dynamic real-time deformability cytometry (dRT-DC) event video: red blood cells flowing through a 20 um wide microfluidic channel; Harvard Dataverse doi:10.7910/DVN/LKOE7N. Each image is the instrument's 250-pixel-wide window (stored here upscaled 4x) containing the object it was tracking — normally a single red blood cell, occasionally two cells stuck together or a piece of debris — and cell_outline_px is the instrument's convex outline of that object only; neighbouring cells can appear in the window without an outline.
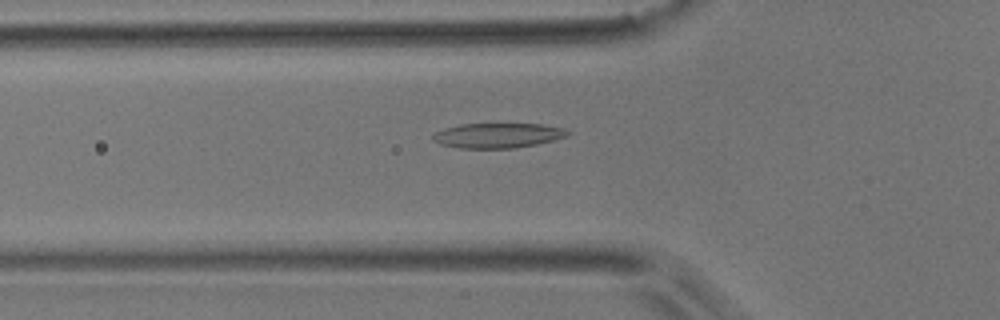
{"species": "common noctule bat (a hibernating species)", "species_latin": "Nyctalus noctula", "temperature_condition": "room temperature", "stored_images_in_passage": 53, "camera_frame_rate_fps": 3000, "um_per_image_px": 0.085, "animal": {"sex": "male", "body_mass_g": 17.9}, "frame": {"image": 1, "passage_image": 18, "time_ms": 5.667, "image_size_px": [1000, 320], "cell_outline_px": [[572, 132], [568, 136], [536, 144], [516, 148], [456, 148], [440, 144], [432, 140], [432, 136], [436, 132], [444, 128], [460, 124], [540, 124], [564, 128]], "centroid_in_image_um": [42.3, 11.51], "position_along_channel_um": 83.5, "area_um2": 19.59}}
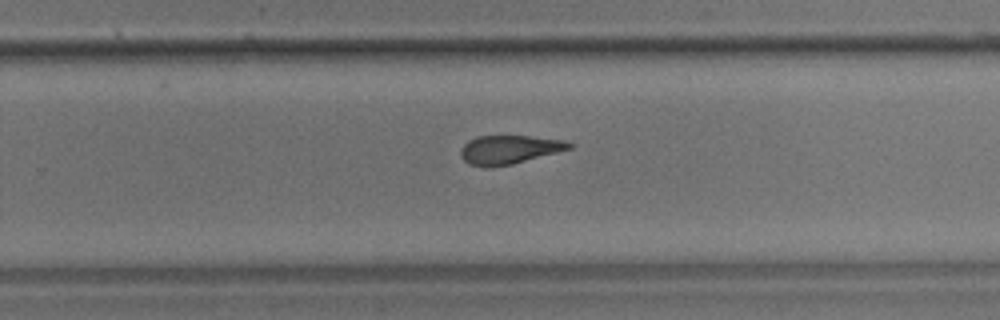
{"frame": {"image": 2, "passage_image": 34, "time_ms": 11.0, "image_size_px": [1000, 320], "cell_outline_px": [[572, 148], [512, 164], [484, 168], [468, 164], [460, 156], [460, 148], [468, 140], [476, 136], [528, 136], [564, 140], [572, 144]], "centroid_in_image_um": [43.22, 12.72], "position_along_channel_um": 286.6, "area_um2": 18.15}}
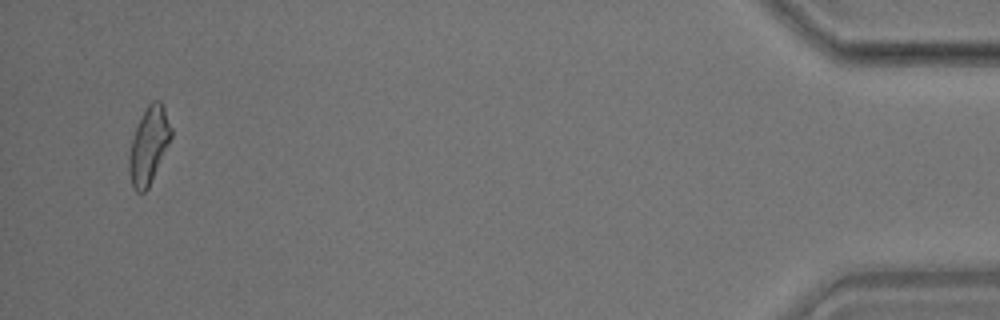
{"frame": {"image": 3, "passage_image": 51, "time_ms": 16.667, "image_size_px": [1000, 320], "cell_outline_px": [[172, 136], [148, 188], [144, 192], [136, 192], [132, 188], [128, 172], [128, 156], [132, 140], [136, 128], [148, 104], [152, 100], [160, 100], [164, 108], [172, 128]], "centroid_in_image_um": [12.63, 12.38], "position_along_channel_um": 422.6, "area_um2": 18.61}, "authors_computed_cell_mechanics": {"area_um2": 19.1318, "velocity_mm_per_s": 3.7917, "shape_relaxation_time_tau1_ms": 4.5258, "shape_relaxation_time_tau2_ms": 2.9212, "deformation_change_tau1": 0.1459, "deformation_change_tau2": 0.1004}}